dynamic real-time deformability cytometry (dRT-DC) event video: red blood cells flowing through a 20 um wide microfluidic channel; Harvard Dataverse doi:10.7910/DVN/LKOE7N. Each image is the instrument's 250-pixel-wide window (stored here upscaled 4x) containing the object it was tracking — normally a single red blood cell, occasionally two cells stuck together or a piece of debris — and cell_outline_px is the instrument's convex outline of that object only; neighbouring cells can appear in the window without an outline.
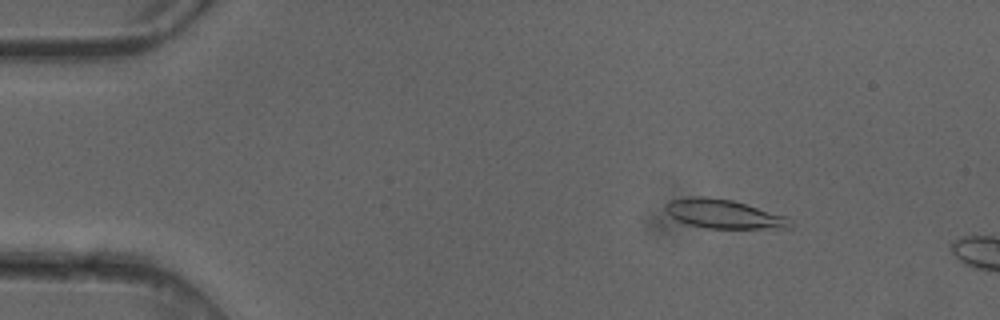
{"species": "common noctule bat (a hibernating species)", "species_latin": "Nyctalus noctula", "temperature_condition": "cold", "stored_images_in_passage": 3, "camera_frame_rate_fps": 3000, "um_per_image_px": 0.085, "animal": {"sex": "female"}, "frame": {"image": 1, "passage_image": 2, "time_ms": 0.333, "image_size_px": [1000, 320], "cell_outline_px": [[792, 224], [788, 228], [708, 228], [688, 224], [672, 216], [664, 208], [664, 204], [668, 200], [692, 196], [704, 196], [732, 200], [784, 216]], "centroid_in_image_um": [61.44, 18.17], "position_along_channel_um": 23.6, "area_um2": 20.58}}